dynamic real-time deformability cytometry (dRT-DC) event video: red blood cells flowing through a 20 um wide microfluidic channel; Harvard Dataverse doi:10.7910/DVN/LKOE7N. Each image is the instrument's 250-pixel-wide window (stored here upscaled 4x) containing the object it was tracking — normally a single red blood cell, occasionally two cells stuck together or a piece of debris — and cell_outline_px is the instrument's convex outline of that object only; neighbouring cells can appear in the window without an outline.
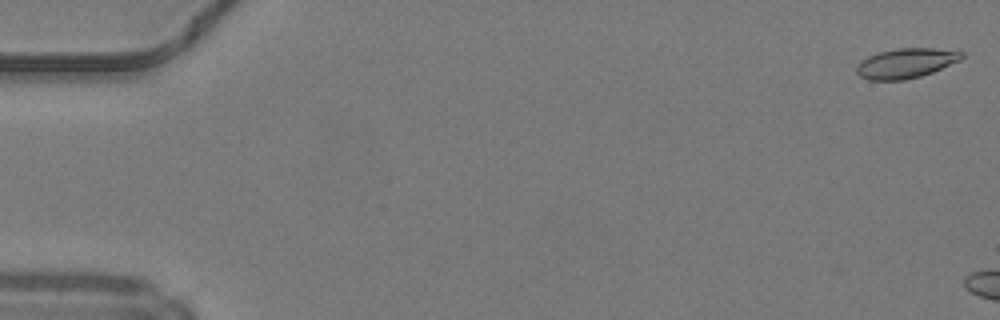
{"species": "common noctule bat (a hibernating species)", "species_latin": "Nyctalus noctula", "temperature_condition": "warm", "stored_images_in_passage": 5, "camera_frame_rate_fps": 3000, "um_per_image_px": 0.085, "animal": {"sex": "male", "body_mass_g": 19.2, "forearm_length_mm": 51.8}, "frame": {"image": 1, "passage_image": 1, "time_ms": 0.0, "image_size_px": [1000, 320], "cell_outline_px": [[964, 56], [960, 60], [932, 72], [920, 76], [904, 80], [868, 80], [860, 76], [856, 72], [856, 68], [860, 60], [868, 56], [880, 52], [896, 48], [936, 48], [964, 52]], "centroid_in_image_um": [76.99, 5.37], "position_along_channel_um": 8.0, "area_um2": 18.26}}